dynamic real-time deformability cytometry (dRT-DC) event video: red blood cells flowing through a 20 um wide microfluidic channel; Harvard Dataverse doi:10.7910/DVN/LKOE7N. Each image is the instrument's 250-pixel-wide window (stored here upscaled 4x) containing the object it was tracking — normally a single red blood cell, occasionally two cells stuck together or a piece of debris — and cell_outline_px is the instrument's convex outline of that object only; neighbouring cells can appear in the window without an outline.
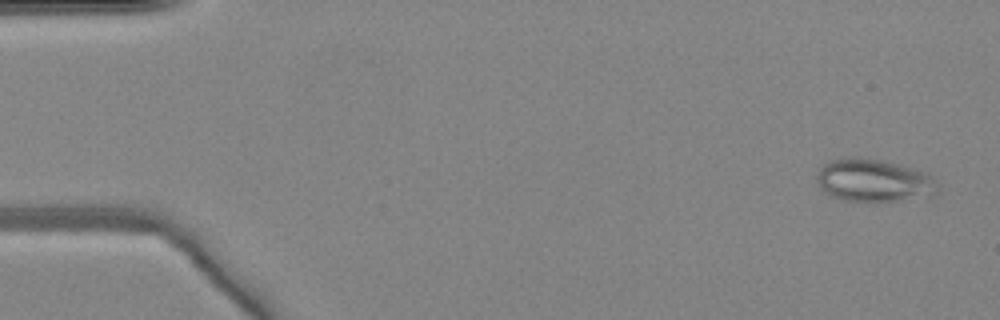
{"species": "common noctule bat (a hibernating species)", "species_latin": "Nyctalus noctula", "temperature_condition": "warm", "stored_images_in_passage": 49, "camera_frame_rate_fps": 3000, "um_per_image_px": 0.085, "animal": {"sex": "female", "body_mass_g": 24.6, "forearm_length_mm": 56.2}, "frame": {"image": 1, "passage_image": 2, "time_ms": 0.333, "image_size_px": [1000, 320], "cell_outline_px": [[940, 184], [936, 196], [896, 200], [844, 200], [828, 196], [824, 192], [816, 180], [816, 176], [820, 168], [828, 160], [852, 156], [856, 156], [880, 160], [900, 164], [928, 172]], "centroid_in_image_um": [74.3, 15.32], "position_along_channel_um": 10.7, "area_um2": 30.52}}
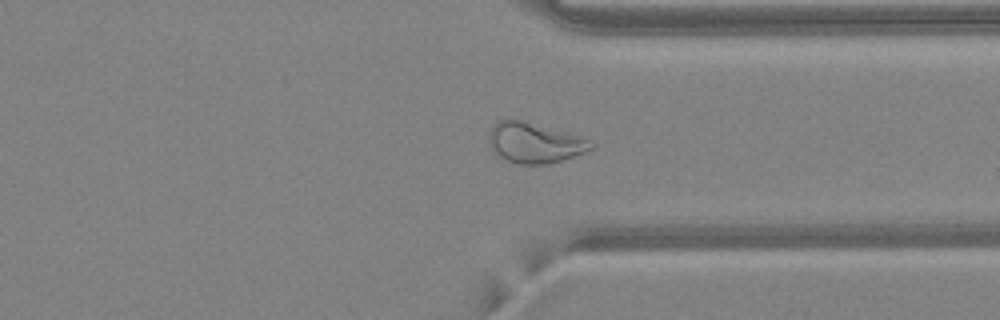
{"frame": {"image": 2, "passage_image": 37, "time_ms": 12.0, "image_size_px": [1000, 320], "cell_outline_px": [[592, 148], [584, 152], [548, 164], [516, 164], [496, 156], [488, 140], [488, 132], [500, 120], [508, 116], [512, 116], [576, 136], [588, 140], [592, 144]], "centroid_in_image_um": [45.32, 12.11], "position_along_channel_um": 366.1, "area_um2": 23.93}}
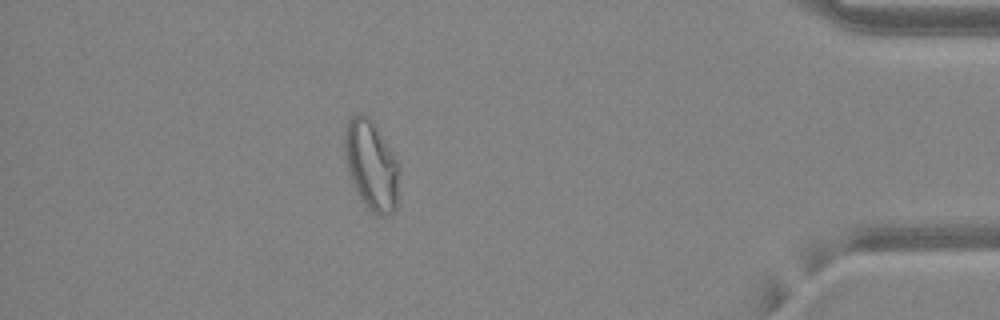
{"frame": {"image": 3, "passage_image": 43, "time_ms": 14.0, "image_size_px": [1000, 320], "cell_outline_px": [[400, 168], [396, 208], [388, 216], [380, 216], [372, 212], [368, 208], [360, 196], [348, 172], [344, 152], [344, 128], [348, 120], [352, 116], [360, 112], [364, 112], [372, 120], [400, 164]], "centroid_in_image_um": [31.57, 14.01], "position_along_channel_um": 403.6, "area_um2": 28.67}, "authors_computed_cell_mechanics": {"area_um2": 27.3972, "velocity_mm_per_s": 4.2087, "shape_relaxation_time_tau1_ms": null, "shape_relaxation_time_tau2_ms": 1.8959, "deformation_change_tau1": null, "deformation_change_tau2": 0.0768}}